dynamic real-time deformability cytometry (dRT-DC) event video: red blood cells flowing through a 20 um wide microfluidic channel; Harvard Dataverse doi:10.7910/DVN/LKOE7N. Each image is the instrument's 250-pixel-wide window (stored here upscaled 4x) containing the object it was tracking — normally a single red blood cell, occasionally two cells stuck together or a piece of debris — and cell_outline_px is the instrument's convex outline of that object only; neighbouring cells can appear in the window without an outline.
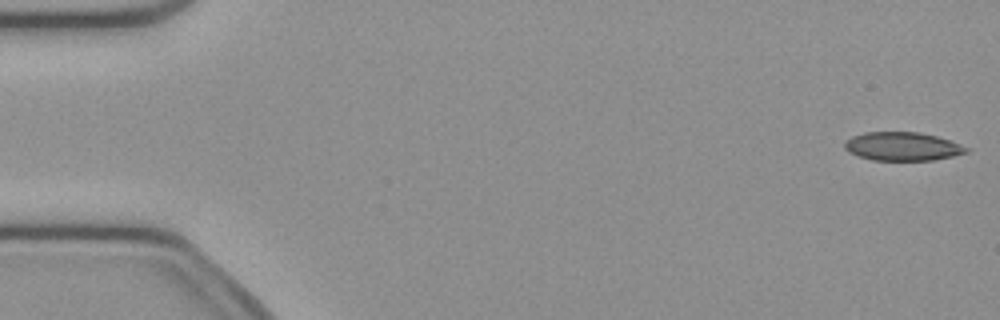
{"species": "common noctule bat (a hibernating species)", "species_latin": "Nyctalus noctula", "temperature_condition": "cold", "stored_images_in_passage": 52, "camera_frame_rate_fps": 3000, "um_per_image_px": 0.085, "animal": {"sex": "female", "body_mass_g": 21.9}, "frame": {"image": 1, "passage_image": 1, "time_ms": 0.0, "image_size_px": [1000, 320], "cell_outline_px": [[972, 148], [968, 152], [936, 160], [872, 160], [856, 156], [848, 152], [844, 148], [844, 140], [852, 136], [864, 132], [920, 132], [936, 136]], "centroid_in_image_um": [76.68, 12.44], "position_along_channel_um": 8.3, "area_um2": 20.46}}
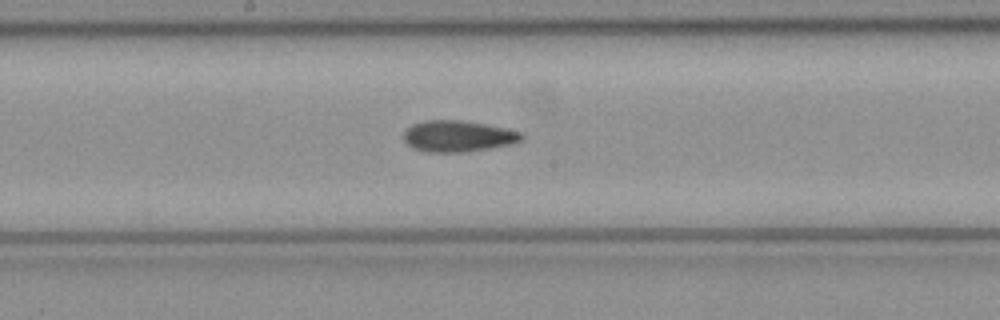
{"frame": {"image": 2, "passage_image": 27, "time_ms": 8.667, "image_size_px": [1000, 320], "cell_outline_px": [[524, 140], [512, 144], [464, 152], [424, 152], [412, 148], [404, 140], [404, 132], [412, 124], [424, 120], [460, 120], [508, 128], [524, 132]], "centroid_in_image_um": [38.96, 11.57], "position_along_channel_um": 209.2, "area_um2": 21.68}}
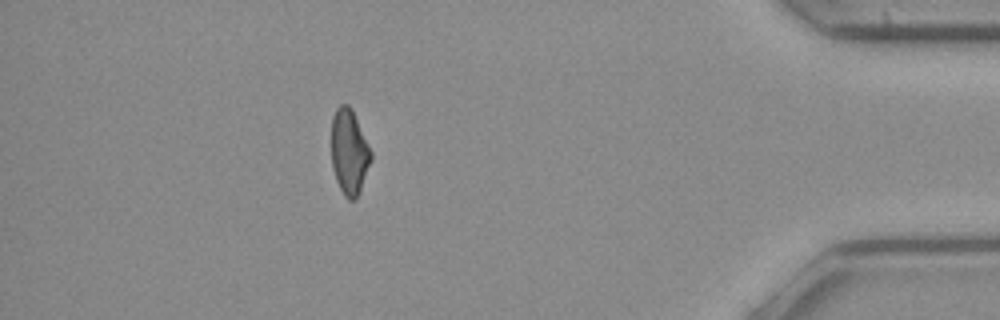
{"frame": {"image": 3, "passage_image": 46, "time_ms": 15.0, "image_size_px": [1000, 320], "cell_outline_px": [[372, 160], [360, 192], [356, 200], [348, 200], [344, 196], [336, 180], [332, 168], [332, 116], [336, 108], [340, 104], [348, 104], [352, 108], [372, 152]], "centroid_in_image_um": [29.7, 12.93], "position_along_channel_um": 405.5, "area_um2": 19.94}, "authors_computed_cell_mechanics": {"area_um2": 21.1259, "velocity_mm_per_s": 3.9131, "shape_relaxation_time_tau1_ms": null, "shape_relaxation_time_tau2_ms": 3.1888, "deformation_change_tau1": null, "deformation_change_tau2": 0.101}}